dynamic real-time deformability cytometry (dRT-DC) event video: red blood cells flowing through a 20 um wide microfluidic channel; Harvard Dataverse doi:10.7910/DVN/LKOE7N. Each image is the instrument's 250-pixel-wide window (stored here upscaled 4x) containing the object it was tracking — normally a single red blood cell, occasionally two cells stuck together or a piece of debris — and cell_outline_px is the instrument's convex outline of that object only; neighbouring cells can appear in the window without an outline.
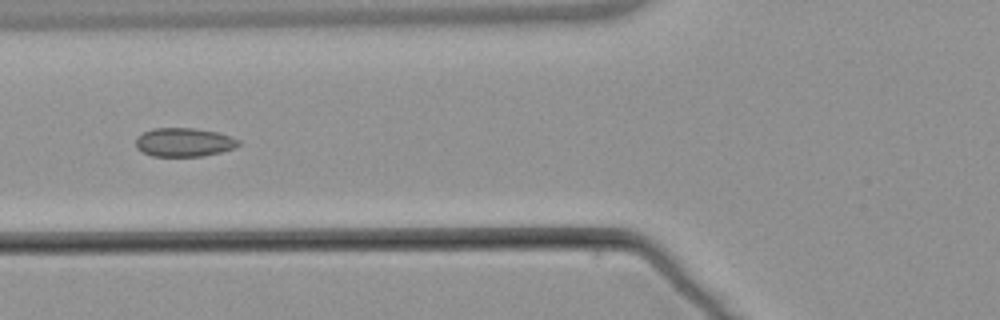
{"species": "common noctule bat (a hibernating species)", "species_latin": "Nyctalus noctula", "temperature_condition": "warm", "stored_images_in_passage": 5, "camera_frame_rate_fps": 3000, "um_per_image_px": 0.085, "animal": {"sex": "male", "body_mass_g": 21.5, "forearm_length_mm": 52.0}, "frame": {"image": 1, "passage_image": 3, "time_ms": 2.333, "image_size_px": [1000, 320], "cell_outline_px": [[240, 144], [232, 148], [220, 152], [200, 156], [152, 156], [136, 148], [136, 136], [152, 128], [192, 128], [216, 132], [240, 140]], "centroid_in_image_um": [15.59, 12.09], "position_along_channel_um": 110.2, "area_um2": 16.99}}